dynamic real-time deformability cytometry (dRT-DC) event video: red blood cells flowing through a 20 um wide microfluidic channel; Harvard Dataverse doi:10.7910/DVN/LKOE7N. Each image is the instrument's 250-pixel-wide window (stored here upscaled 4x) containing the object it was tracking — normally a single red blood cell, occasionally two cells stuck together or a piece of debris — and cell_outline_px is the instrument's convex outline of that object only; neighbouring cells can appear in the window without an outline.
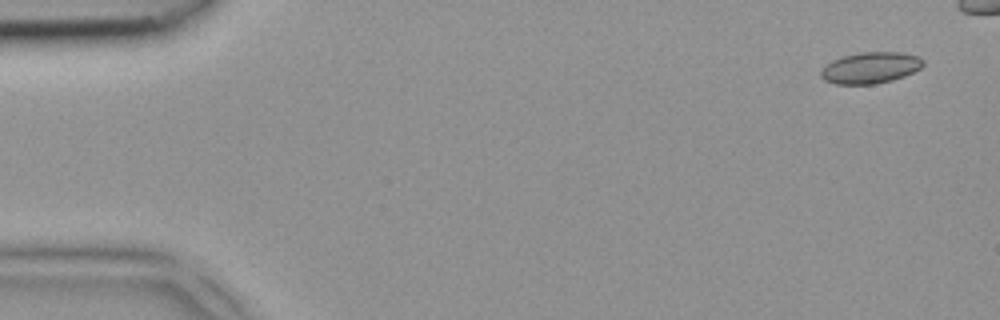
{"species": "common noctule bat (a hibernating species)", "species_latin": "Nyctalus noctula", "temperature_condition": "room temperature", "stored_images_in_passage": 6, "camera_frame_rate_fps": 3000, "um_per_image_px": 0.085, "animal": {"sex": "female", "body_mass_g": 18.4}, "frame": {"image": 1, "passage_image": 1, "time_ms": 0.0, "image_size_px": [1000, 320], "cell_outline_px": [[924, 64], [920, 68], [904, 76], [892, 80], [876, 84], [836, 84], [824, 80], [820, 76], [820, 72], [832, 60], [840, 56], [860, 52], [900, 52], [920, 56], [924, 60]], "centroid_in_image_um": [74.0, 5.75], "position_along_channel_um": 11.0, "area_um2": 18.73}}
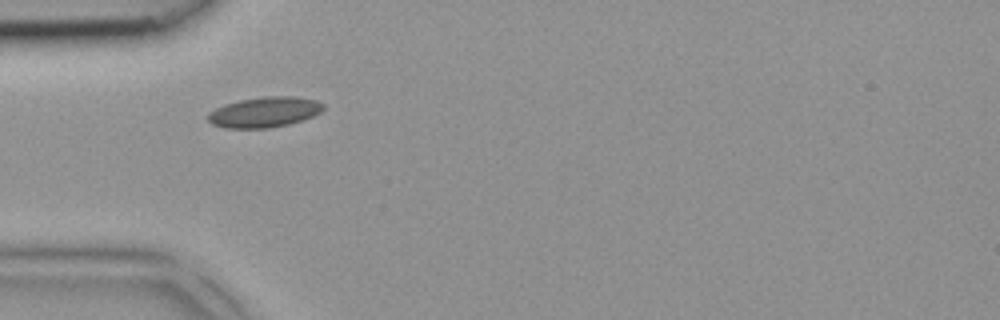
{"frame": {"image": 2, "passage_image": 5, "time_ms": 1.333, "image_size_px": [1000, 320], "cell_outline_px": [[324, 108], [320, 112], [312, 116], [288, 124], [268, 128], [224, 128], [212, 124], [208, 120], [208, 112], [224, 104], [240, 100], [264, 96], [296, 96], [316, 100], [324, 104]], "centroid_in_image_um": [22.46, 9.52], "position_along_channel_um": 62.5, "area_um2": 20.4}}